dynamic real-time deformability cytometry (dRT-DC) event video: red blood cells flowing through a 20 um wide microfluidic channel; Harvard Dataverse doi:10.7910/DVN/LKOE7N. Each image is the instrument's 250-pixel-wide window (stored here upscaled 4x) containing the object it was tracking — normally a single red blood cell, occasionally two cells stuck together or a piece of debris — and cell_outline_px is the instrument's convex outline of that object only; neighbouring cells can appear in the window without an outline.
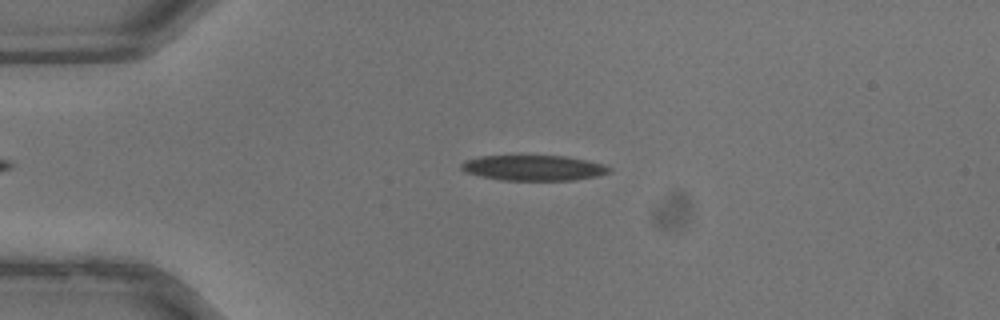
{"species": "common noctule bat (a hibernating species)", "species_latin": "Nyctalus noctula", "temperature_condition": "warm", "stored_images_in_passage": 7, "camera_frame_rate_fps": 3000, "um_per_image_px": 0.085, "animal": {"sex": "male", "body_mass_g": 13.3}, "frame": {"image": 1, "passage_image": 3, "time_ms": 0.667, "image_size_px": [1000, 320], "cell_outline_px": [[612, 172], [596, 176], [576, 180], [500, 180], [480, 176], [464, 172], [460, 168], [460, 164], [464, 160], [480, 156], [564, 156], [588, 160], [604, 164], [612, 168]], "centroid_in_image_um": [45.35, 14.27], "position_along_channel_um": 39.6, "area_um2": 22.08}}